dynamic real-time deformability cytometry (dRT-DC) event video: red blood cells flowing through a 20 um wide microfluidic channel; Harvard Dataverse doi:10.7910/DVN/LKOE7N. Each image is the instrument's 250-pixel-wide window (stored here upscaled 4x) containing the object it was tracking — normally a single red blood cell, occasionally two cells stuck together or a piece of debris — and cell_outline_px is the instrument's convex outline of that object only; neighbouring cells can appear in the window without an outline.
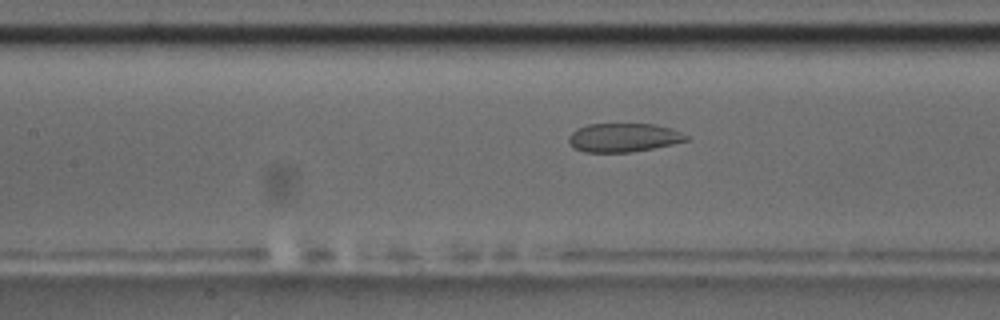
{"species": "common noctule bat (a hibernating species)", "species_latin": "Nyctalus noctula", "temperature_condition": "room temperature", "stored_images_in_passage": 56, "camera_frame_rate_fps": 3000, "um_per_image_px": 0.085, "animal": {"sex": "male", "body_mass_g": 17.5, "forearm_length_mm": 52.3}, "frame": {"image": 1, "passage_image": 25, "time_ms": 8.0, "image_size_px": [1000, 320], "cell_outline_px": [[688, 140], [672, 144], [632, 152], [584, 152], [568, 144], [568, 136], [576, 128], [588, 124], [652, 124], [672, 128], [688, 136]], "centroid_in_image_um": [52.96, 11.69], "position_along_channel_um": 154.4, "area_um2": 19.65}}
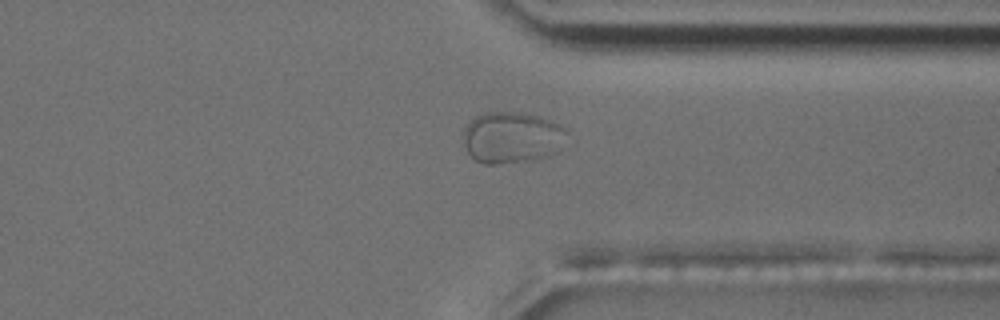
{"frame": {"image": 2, "passage_image": 43, "time_ms": 14.0, "image_size_px": [1000, 320], "cell_outline_px": [[568, 132], [556, 152], [548, 156], [524, 160], [496, 164], [484, 164], [476, 160], [468, 152], [460, 136], [468, 120], [484, 112], [520, 112], [540, 116], [560, 124], [568, 128]], "centroid_in_image_um": [43.47, 11.65], "position_along_channel_um": 367.9, "area_um2": 31.27}}
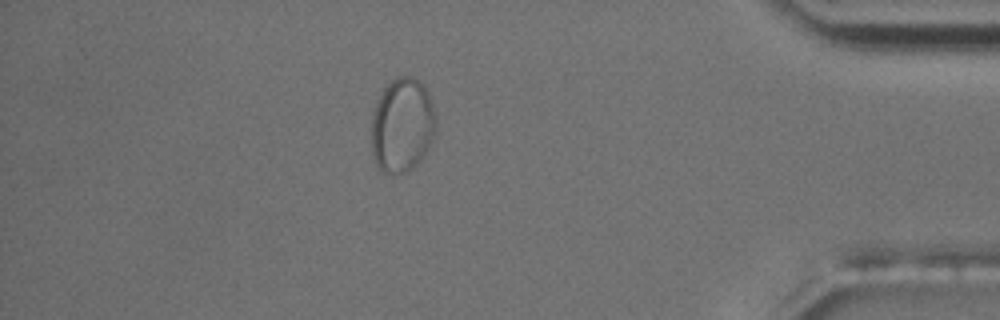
{"frame": {"image": 3, "passage_image": 49, "time_ms": 16.0, "image_size_px": [1000, 320], "cell_outline_px": [[436, 124], [432, 136], [424, 152], [416, 164], [412, 168], [404, 172], [384, 172], [376, 164], [372, 156], [372, 116], [376, 104], [384, 88], [396, 76], [412, 76], [428, 92], [432, 104], [436, 120]], "centroid_in_image_um": [34.16, 10.62], "position_along_channel_um": 401.0, "area_um2": 34.62}}